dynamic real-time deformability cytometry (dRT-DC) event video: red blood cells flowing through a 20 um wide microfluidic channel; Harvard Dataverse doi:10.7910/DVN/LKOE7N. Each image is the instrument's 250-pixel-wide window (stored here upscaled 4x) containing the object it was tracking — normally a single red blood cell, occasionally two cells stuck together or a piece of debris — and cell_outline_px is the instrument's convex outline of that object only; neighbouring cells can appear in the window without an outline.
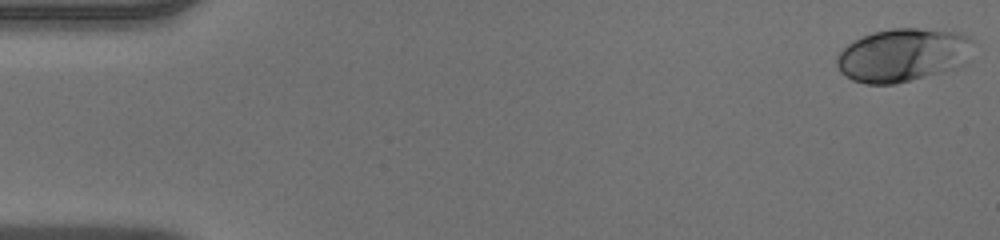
{"species": "human", "species_latin": "Homo sapiens", "temperature_condition": "warm", "stored_images_in_passage": 48, "camera_frame_rate_fps": 3000, "um_per_image_px": 0.085, "donor": {"sex": "male"}, "frame": {"image": 1, "passage_image": 1, "time_ms": 0.0, "image_size_px": [1000, 240], "cell_outline_px": [[972, 40], [964, 64], [940, 72], [896, 84], [864, 84], [852, 80], [844, 76], [840, 72], [836, 64], [836, 56], [852, 40], [872, 32], [892, 28], [916, 28], [960, 32], [968, 36]], "centroid_in_image_um": [76.67, 4.67], "position_along_channel_um": 8.3, "area_um2": 42.19}}
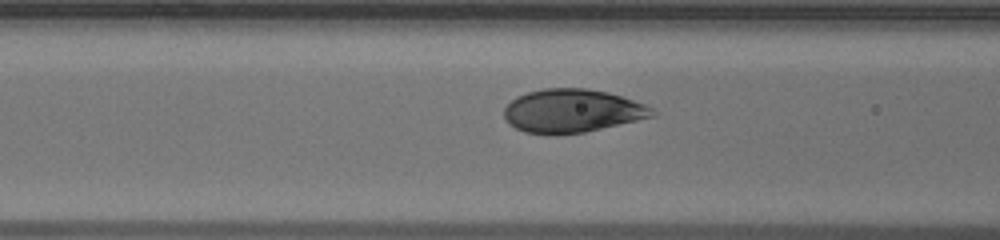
{"frame": {"image": 2, "passage_image": 19, "time_ms": 6.0, "image_size_px": [1000, 240], "cell_outline_px": [[656, 116], [584, 132], [556, 136], [552, 136], [524, 132], [508, 124], [504, 116], [504, 108], [516, 96], [528, 92], [544, 88], [588, 88], [608, 92], [644, 104], [652, 108], [656, 112]], "centroid_in_image_um": [48.6, 9.44], "position_along_channel_um": 118.0, "area_um2": 37.74}}
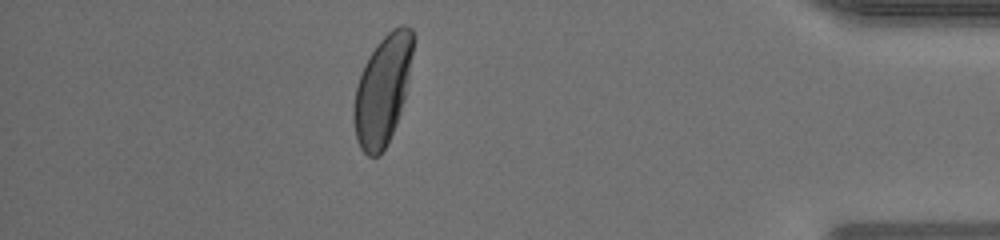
{"frame": {"image": 3, "passage_image": 42, "time_ms": 13.667, "image_size_px": [1000, 240], "cell_outline_px": [[416, 36], [404, 100], [396, 124], [380, 156], [368, 156], [360, 148], [356, 140], [352, 120], [352, 108], [356, 88], [364, 64], [368, 56], [376, 44], [392, 28], [400, 24], [404, 24], [412, 28]], "centroid_in_image_um": [32.52, 7.61], "position_along_channel_um": 402.7, "area_um2": 38.15}}